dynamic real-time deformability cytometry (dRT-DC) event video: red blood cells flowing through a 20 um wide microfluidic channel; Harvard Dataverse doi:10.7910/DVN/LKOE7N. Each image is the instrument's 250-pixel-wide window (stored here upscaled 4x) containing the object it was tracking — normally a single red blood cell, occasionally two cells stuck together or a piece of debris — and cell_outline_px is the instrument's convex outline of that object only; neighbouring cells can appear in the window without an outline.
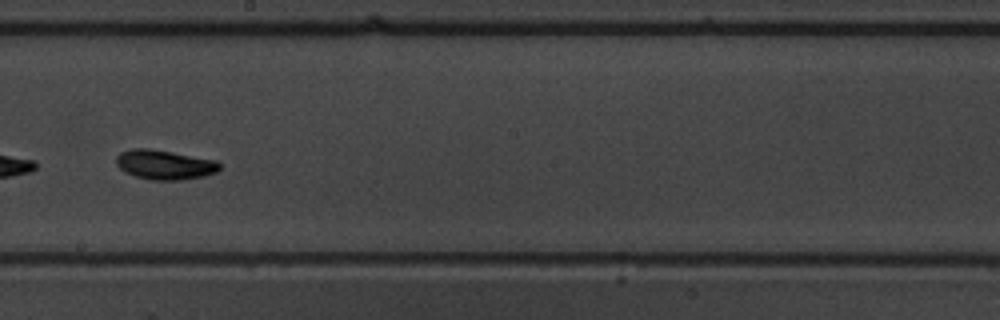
{"species": "common noctule bat (a hibernating species)", "species_latin": "Nyctalus noctula", "temperature_condition": "warm", "stored_images_in_passage": 53, "camera_frame_rate_fps": 3000, "um_per_image_px": 0.085, "animal": {"sex": "male", "body_mass_g": 19.5, "forearm_length_mm": 54.6}, "frame": {"image": 1, "passage_image": 31, "time_ms": 10.0, "image_size_px": [1000, 320], "cell_outline_px": [[220, 168], [216, 172], [204, 176], [180, 180], [152, 180], [136, 176], [120, 168], [116, 164], [116, 156], [120, 152], [132, 148], [148, 148], [216, 160], [220, 164]], "centroid_in_image_um": [13.99, 13.99], "position_along_channel_um": 234.2, "area_um2": 17.63}}
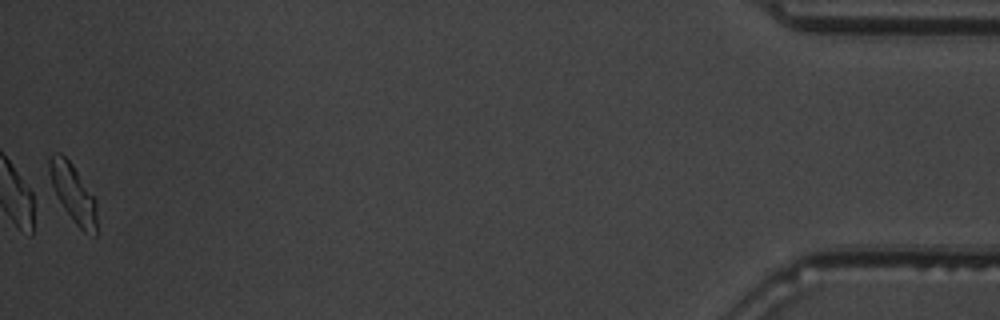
{"frame": {"image": 2, "passage_image": 53, "time_ms": 17.333, "image_size_px": [1000, 320], "cell_outline_px": [[96, 236], [84, 232], [76, 224], [64, 208], [56, 196], [48, 172], [48, 156], [56, 152], [60, 152], [72, 164], [96, 200]], "centroid_in_image_um": [6.19, 16.39], "position_along_channel_um": 429.0, "area_um2": 15.95}, "authors_computed_cell_mechanics": {"area_um2": 17.34, "velocity_mm_per_s": 3.8137, "shape_relaxation_time_tau1_ms": 3.8994, "shape_relaxation_time_tau2_ms": 3.9806, "deformation_change_tau1": 0.1583, "deformation_change_tau2": 0.0765}}